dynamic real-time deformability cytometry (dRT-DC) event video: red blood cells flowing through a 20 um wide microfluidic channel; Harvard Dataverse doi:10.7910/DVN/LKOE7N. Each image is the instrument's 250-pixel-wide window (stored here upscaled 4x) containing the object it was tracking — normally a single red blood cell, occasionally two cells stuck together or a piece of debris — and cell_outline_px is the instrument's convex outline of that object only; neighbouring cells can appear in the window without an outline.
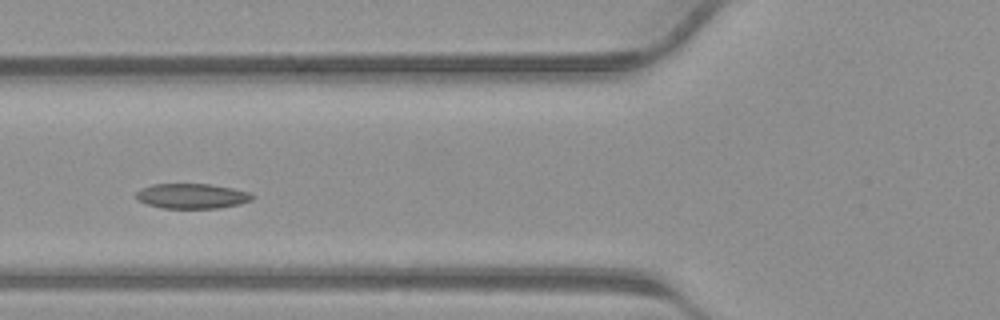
{"species": "common noctule bat (a hibernating species)", "species_latin": "Nyctalus noctula", "temperature_condition": "warm", "stored_images_in_passage": 16, "camera_frame_rate_fps": 3000, "um_per_image_px": 0.085, "animal": {"sex": "male", "body_mass_g": 23.1, "forearm_length_mm": 52.7}, "frame": {"image": 1, "passage_image": 3, "time_ms": 0.667, "image_size_px": [1000, 320], "cell_outline_px": [[256, 196], [252, 200], [240, 204], [220, 208], [160, 208], [148, 204], [140, 200], [136, 196], [136, 192], [140, 188], [152, 184], [208, 184], [232, 188], [252, 192]], "centroid_in_image_um": [16.36, 16.66], "position_along_channel_um": 109.4, "area_um2": 17.05}}
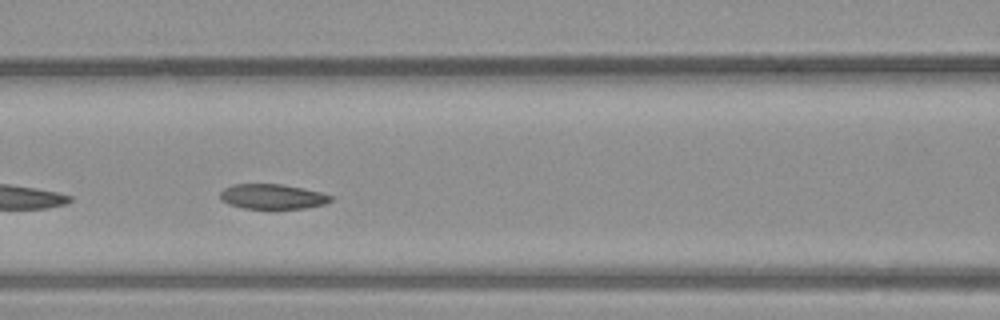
{"frame": {"image": 2, "passage_image": 5, "time_ms": 1.333, "image_size_px": [1000, 320], "cell_outline_px": [[332, 200], [324, 204], [304, 208], [244, 208], [228, 204], [220, 200], [220, 192], [224, 188], [232, 184], [284, 184], [324, 192], [332, 196]], "centroid_in_image_um": [23.16, 16.69], "position_along_channel_um": 143.4, "area_um2": 16.18}}
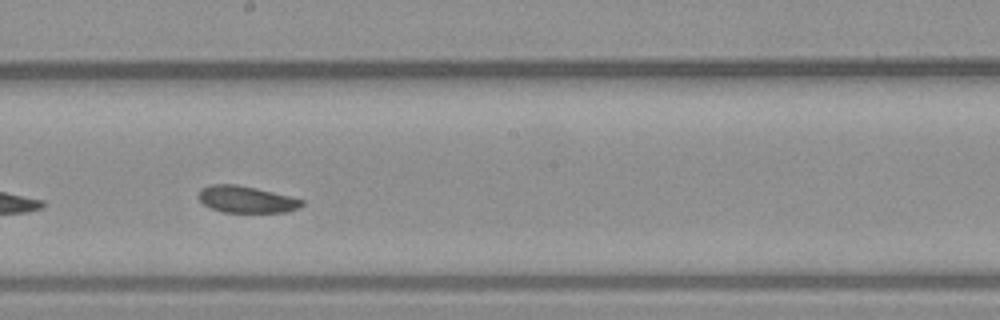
{"frame": {"image": 3, "passage_image": 10, "time_ms": 3.0, "image_size_px": [1000, 320], "cell_outline_px": [[304, 204], [300, 208], [288, 212], [224, 212], [212, 208], [204, 204], [196, 196], [200, 188], [208, 184], [236, 184], [256, 188], [304, 200]], "centroid_in_image_um": [20.91, 16.94], "position_along_channel_um": 227.3, "area_um2": 16.18}}